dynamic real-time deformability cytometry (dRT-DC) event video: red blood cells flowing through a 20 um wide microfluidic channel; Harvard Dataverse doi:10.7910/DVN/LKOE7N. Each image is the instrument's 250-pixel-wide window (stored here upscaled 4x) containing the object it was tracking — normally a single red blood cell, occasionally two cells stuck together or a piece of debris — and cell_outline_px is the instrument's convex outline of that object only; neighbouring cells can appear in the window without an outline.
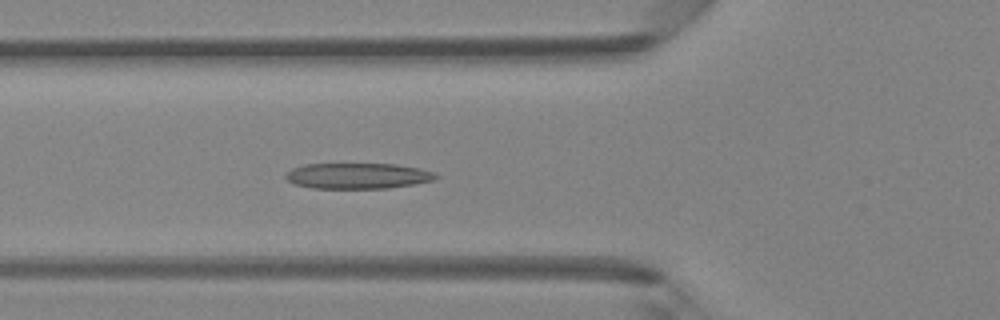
{"species": "Egyptian fruit bat (a non-hibernating species)", "species_latin": "Rousettus aegyptiacus", "temperature_condition": "room temperature", "stored_images_in_passage": 48, "camera_frame_rate_fps": 3000, "um_per_image_px": 0.085, "animal": {"sex": "female"}, "frame": {"image": 1, "passage_image": 17, "time_ms": 5.333, "image_size_px": [1000, 320], "cell_outline_px": [[440, 176], [432, 180], [416, 184], [388, 188], [312, 188], [296, 184], [288, 180], [284, 176], [292, 168], [304, 164], [396, 164], [420, 168], [436, 172]], "centroid_in_image_um": [30.45, 14.94], "position_along_channel_um": 95.3, "area_um2": 22.54}}
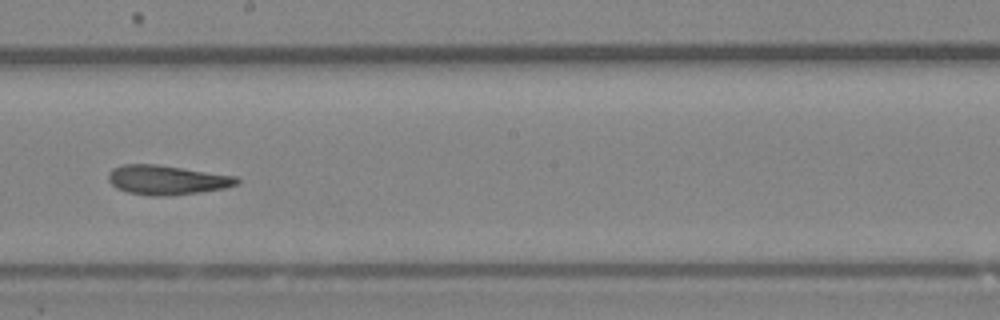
{"frame": {"image": 2, "passage_image": 27, "time_ms": 8.667, "image_size_px": [1000, 320], "cell_outline_px": [[240, 184], [224, 188], [200, 192], [164, 196], [148, 196], [128, 192], [116, 188], [108, 180], [108, 172], [112, 168], [120, 164], [156, 164], [236, 176], [240, 180]], "centroid_in_image_um": [14.16, 15.29], "position_along_channel_um": 234.0, "area_um2": 22.14}}
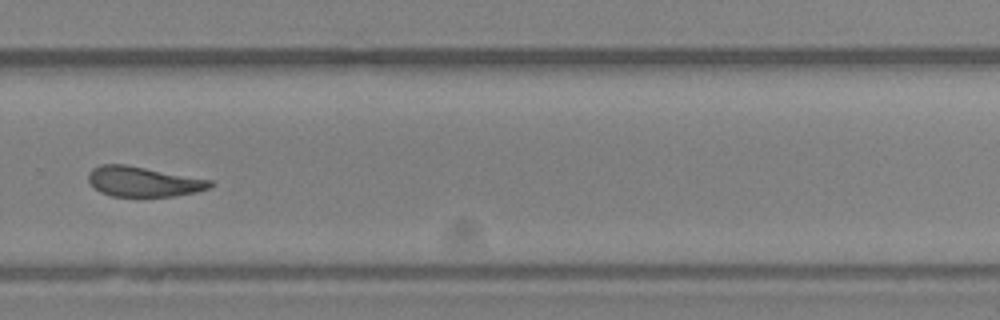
{"frame": {"image": 3, "passage_image": 33, "time_ms": 10.667, "image_size_px": [1000, 320], "cell_outline_px": [[216, 184], [212, 188], [196, 192], [172, 196], [112, 196], [100, 192], [88, 180], [88, 172], [92, 168], [100, 164], [124, 164], [212, 180]], "centroid_in_image_um": [12.21, 15.43], "position_along_channel_um": 317.6, "area_um2": 21.33}, "authors_computed_cell_mechanics": {"area_um2": 22.253, "velocity_mm_per_s": 4.1757, "shape_relaxation_time_tau1_ms": null, "shape_relaxation_time_tau2_ms": 1.8493, "deformation_change_tau1": null, "deformation_change_tau2": 0.1082}}